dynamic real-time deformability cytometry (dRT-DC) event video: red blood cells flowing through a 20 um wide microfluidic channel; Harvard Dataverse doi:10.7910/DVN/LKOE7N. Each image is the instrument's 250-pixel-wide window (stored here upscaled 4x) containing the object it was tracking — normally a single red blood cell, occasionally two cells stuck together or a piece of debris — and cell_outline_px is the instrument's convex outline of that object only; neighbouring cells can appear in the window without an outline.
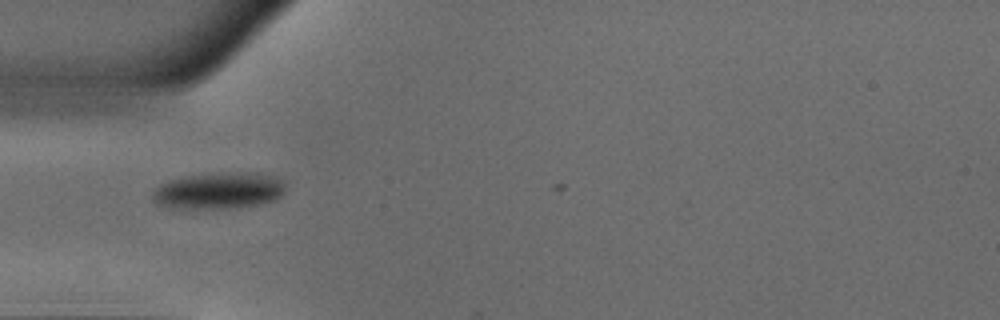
{"species": "common noctule bat (a hibernating species)", "species_latin": "Nyctalus noctula", "temperature_condition": "warm", "stored_images_in_passage": 30, "camera_frame_rate_fps": 3000, "um_per_image_px": 0.085, "animal": {"sex": "male", "body_mass_g": 18.8}, "frame": {"image": 1, "passage_image": 1, "time_ms": 0.0, "image_size_px": [1000, 320], "cell_outline_px": [[284, 192], [276, 200], [260, 204], [224, 208], [168, 208], [156, 204], [152, 200], [152, 192], [160, 184], [168, 180], [184, 176], [216, 172], [260, 172], [276, 176], [284, 180]], "centroid_in_image_um": [18.6, 16.18], "position_along_channel_um": 66.4, "area_um2": 28.84}}
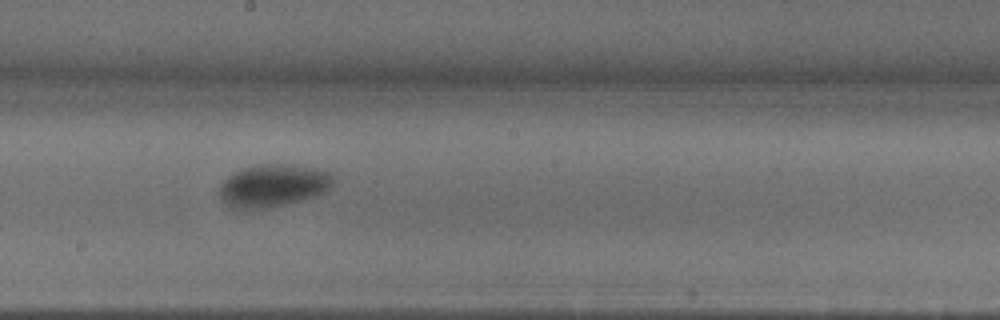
{"frame": {"image": 2, "passage_image": 13, "time_ms": 4.0, "image_size_px": [1000, 320], "cell_outline_px": [[336, 180], [324, 192], [316, 196], [268, 208], [232, 208], [220, 200], [216, 192], [220, 184], [228, 176], [244, 168], [256, 164], [284, 164], [316, 168], [332, 172], [336, 176]], "centroid_in_image_um": [23.21, 15.77], "position_along_channel_um": 225.0, "area_um2": 28.5}}
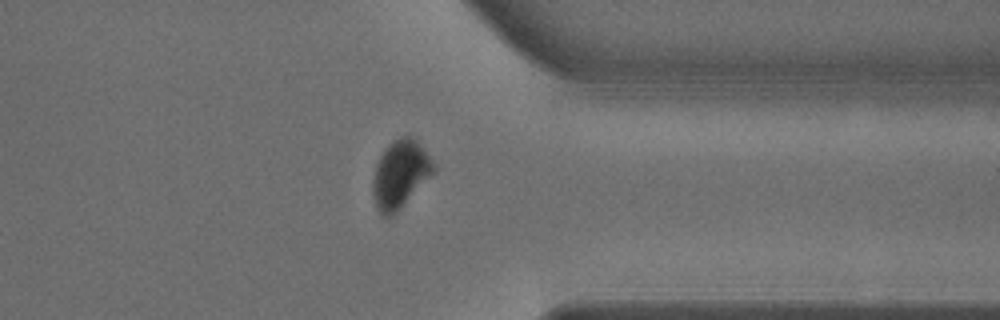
{"frame": {"image": 3, "passage_image": 25, "time_ms": 8.0, "image_size_px": [1000, 320], "cell_outline_px": [[436, 172], [392, 216], [380, 216], [376, 208], [372, 196], [372, 180], [376, 164], [380, 156], [388, 144], [400, 136], [412, 136], [416, 140], [436, 164]], "centroid_in_image_um": [34.01, 14.82], "position_along_channel_um": 377.4, "area_um2": 24.22}}